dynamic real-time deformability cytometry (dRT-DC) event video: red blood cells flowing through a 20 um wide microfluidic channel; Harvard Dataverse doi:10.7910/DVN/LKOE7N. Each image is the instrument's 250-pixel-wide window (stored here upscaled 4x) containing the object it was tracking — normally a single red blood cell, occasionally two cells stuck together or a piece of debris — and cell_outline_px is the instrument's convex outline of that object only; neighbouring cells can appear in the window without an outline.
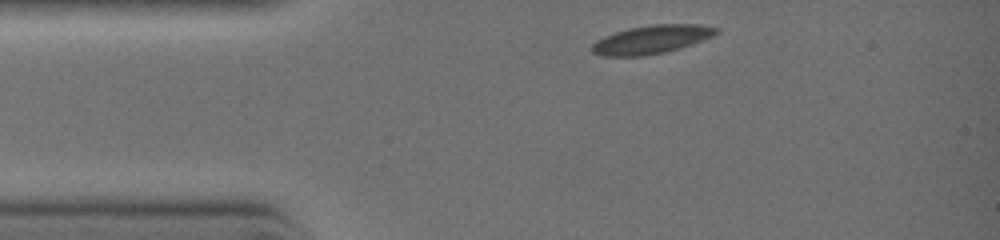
{"species": "common noctule bat (a hibernating species)", "species_latin": "Nyctalus noctula", "temperature_condition": "warm", "stored_images_in_passage": 2, "camera_frame_rate_fps": 3000, "um_per_image_px": 0.085, "animal": {"sex": "female", "body_mass_g": 19.0, "forearm_length_mm": 51.5}, "frame": {"image": 1, "passage_image": 1, "time_ms": 0.0, "image_size_px": [1000, 240], "cell_outline_px": [[720, 32], [712, 36], [680, 48], [664, 52], [644, 56], [604, 56], [592, 52], [592, 44], [596, 40], [604, 36], [628, 28], [652, 24], [696, 24], [720, 28]], "centroid_in_image_um": [55.38, 3.35], "position_along_channel_um": 29.6, "area_um2": 20.52}}